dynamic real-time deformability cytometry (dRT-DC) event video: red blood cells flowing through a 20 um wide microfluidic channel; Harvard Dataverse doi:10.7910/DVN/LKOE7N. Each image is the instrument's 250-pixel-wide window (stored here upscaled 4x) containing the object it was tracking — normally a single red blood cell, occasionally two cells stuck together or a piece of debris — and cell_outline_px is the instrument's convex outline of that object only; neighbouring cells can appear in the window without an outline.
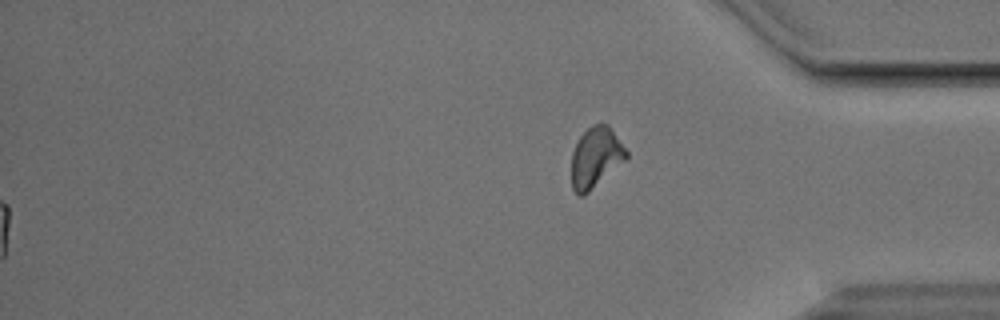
{"species": "Egyptian fruit bat (a non-hibernating species)", "species_latin": "Rousettus aegyptiacus", "temperature_condition": "cold", "stored_images_in_passage": 39, "segment_of_instrument_passage": [2, 2], "camera_frame_rate_fps": 3000, "um_per_image_px": 0.085, "animal": {"sex": "male"}, "frame": {"image": 1, "passage_image": 39, "time_ms": 12.667, "image_size_px": [1000, 320], "cell_outline_px": [[628, 156], [624, 160], [584, 196], [580, 196], [572, 188], [572, 152], [580, 136], [592, 124], [600, 120], [608, 124], [628, 152]], "centroid_in_image_um": [50.62, 13.33], "position_along_channel_um": 384.6, "area_um2": 19.13}}